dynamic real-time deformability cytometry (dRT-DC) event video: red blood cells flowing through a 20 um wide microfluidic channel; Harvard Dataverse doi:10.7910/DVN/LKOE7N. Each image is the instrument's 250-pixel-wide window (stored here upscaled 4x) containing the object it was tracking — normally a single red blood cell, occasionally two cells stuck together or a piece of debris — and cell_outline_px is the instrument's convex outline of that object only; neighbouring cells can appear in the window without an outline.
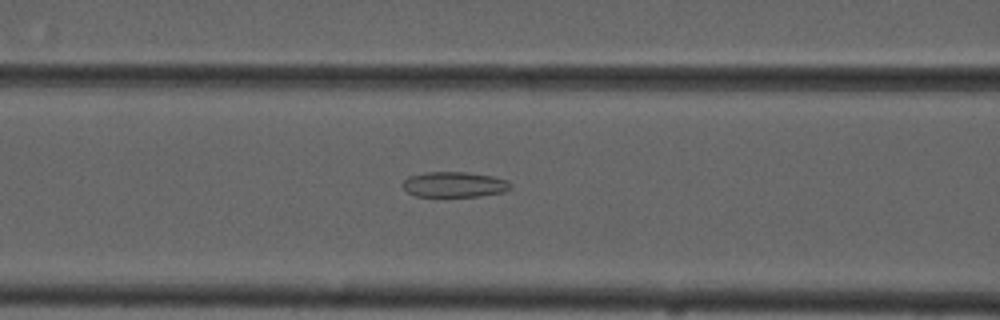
{"species": "common noctule bat (a hibernating species)", "species_latin": "Nyctalus noctula", "temperature_condition": "cold", "stored_images_in_passage": 50, "camera_frame_rate_fps": 3000, "um_per_image_px": 0.085, "animal": {"sex": "male", "forearm_length_mm": 52.5}, "frame": {"image": 1, "passage_image": 23, "time_ms": 7.333, "image_size_px": [1000, 320], "cell_outline_px": [[512, 188], [504, 192], [480, 196], [416, 196], [408, 192], [400, 184], [408, 176], [424, 172], [464, 172], [492, 176], [508, 180], [512, 184]], "centroid_in_image_um": [38.62, 15.68], "position_along_channel_um": 128.0, "area_um2": 16.07}}
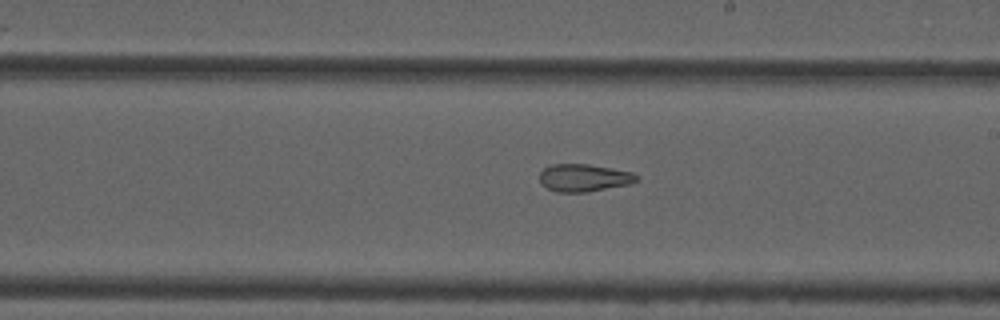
{"frame": {"image": 2, "passage_image": 32, "time_ms": 10.333, "image_size_px": [1000, 320], "cell_outline_px": [[640, 180], [632, 184], [588, 192], [556, 192], [540, 184], [540, 172], [548, 164], [588, 164], [632, 172], [640, 176]], "centroid_in_image_um": [49.66, 15.12], "position_along_channel_um": 239.3, "area_um2": 15.84}}
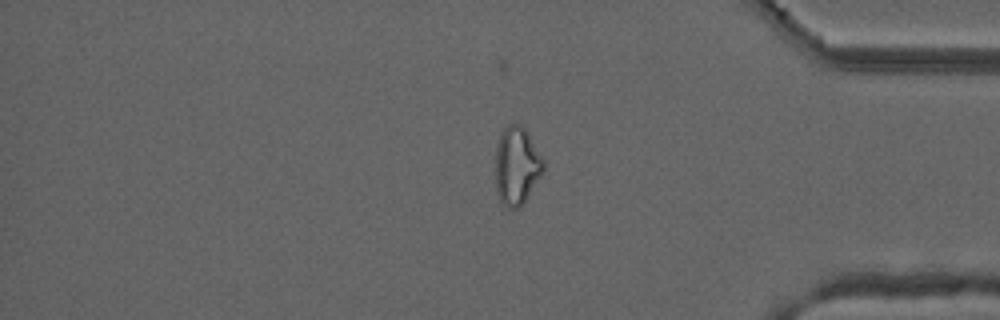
{"frame": {"image": 3, "passage_image": 46, "time_ms": 15.0, "image_size_px": [1000, 320], "cell_outline_px": [[544, 172], [524, 200], [516, 208], [504, 208], [496, 192], [496, 144], [500, 132], [508, 124], [520, 124], [528, 132], [544, 160]], "centroid_in_image_um": [43.91, 14.06], "position_along_channel_um": 391.3, "area_um2": 21.85}, "authors_computed_cell_mechanics": {"area_um2": 19.2185, "velocity_mm_per_s": 3.7165, "shape_relaxation_time_tau1_ms": null, "shape_relaxation_time_tau2_ms": 2.9997, "deformation_change_tau1": null, "deformation_change_tau2": 0.1116}}